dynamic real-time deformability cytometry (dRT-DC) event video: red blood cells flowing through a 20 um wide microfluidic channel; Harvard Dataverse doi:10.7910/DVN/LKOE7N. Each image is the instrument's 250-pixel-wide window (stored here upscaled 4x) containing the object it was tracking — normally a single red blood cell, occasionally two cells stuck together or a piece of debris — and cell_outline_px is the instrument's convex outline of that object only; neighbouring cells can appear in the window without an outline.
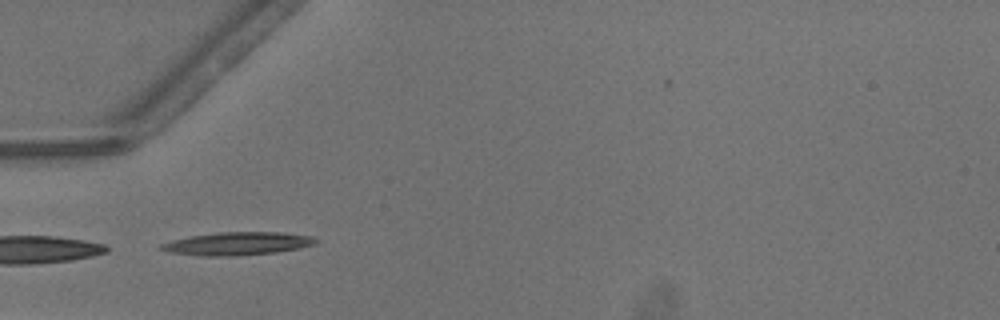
{"species": "common noctule bat (a hibernating species)", "species_latin": "Nyctalus noctula", "temperature_condition": "warm", "stored_images_in_passage": 32, "camera_frame_rate_fps": 3000, "um_per_image_px": 0.085, "animal": {"sex": "male", "body_mass_g": 13.3}, "frame": {"image": 1, "passage_image": 1, "time_ms": 0.0, "image_size_px": [1000, 320], "cell_outline_px": [[320, 240], [316, 244], [276, 252], [236, 256], [204, 256], [172, 252], [156, 248], [160, 244], [172, 240], [188, 236], [220, 232], [280, 232], [312, 236]], "centroid_in_image_um": [20.18, 20.7], "position_along_channel_um": 64.8, "area_um2": 20.75}}
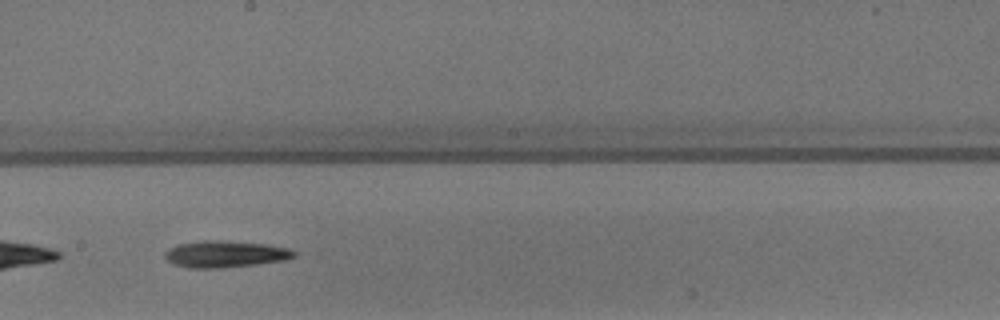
{"frame": {"image": 2, "passage_image": 13, "time_ms": 4.0, "image_size_px": [1000, 320], "cell_outline_px": [[296, 256], [284, 260], [256, 264], [220, 268], [188, 268], [172, 264], [164, 256], [164, 252], [168, 248], [180, 244], [204, 240], [220, 240], [268, 244], [288, 248], [296, 252]], "centroid_in_image_um": [19.13, 21.59], "position_along_channel_um": 229.1, "area_um2": 20.11}}
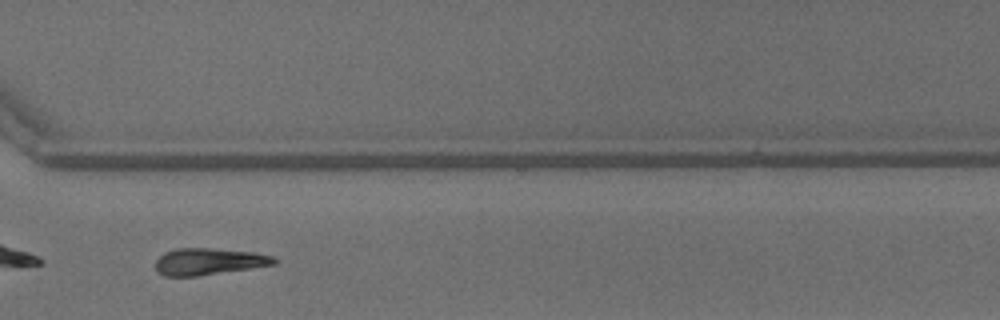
{"frame": {"image": 3, "passage_image": 22, "time_ms": 7.0, "image_size_px": [1000, 320], "cell_outline_px": [[280, 260], [276, 264], [196, 276], [164, 276], [156, 268], [156, 260], [164, 252], [176, 248], [212, 248], [256, 252], [272, 256]], "centroid_in_image_um": [17.77, 22.21], "position_along_channel_um": 352.8, "area_um2": 18.44}}